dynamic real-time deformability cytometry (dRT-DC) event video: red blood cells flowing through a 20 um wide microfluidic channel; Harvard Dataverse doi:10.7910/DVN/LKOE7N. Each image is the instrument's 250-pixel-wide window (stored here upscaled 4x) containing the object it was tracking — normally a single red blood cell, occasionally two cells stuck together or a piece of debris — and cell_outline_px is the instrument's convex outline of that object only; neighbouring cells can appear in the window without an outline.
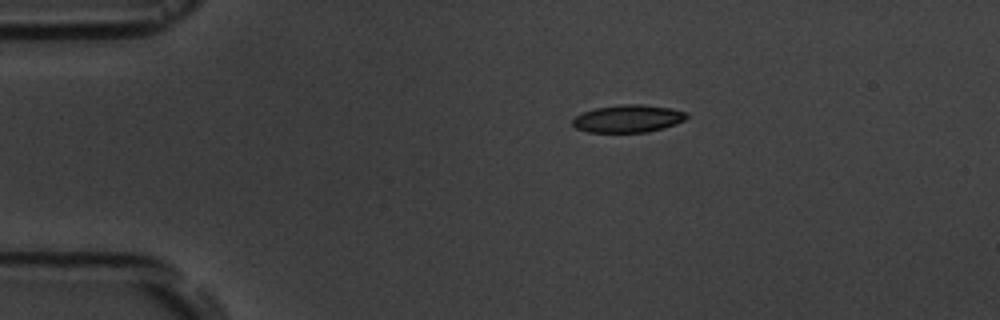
{"species": "common noctule bat (a hibernating species)", "species_latin": "Nyctalus noctula", "temperature_condition": "room temperature", "stored_images_in_passage": 3, "camera_frame_rate_fps": 3000, "um_per_image_px": 0.085, "animal": {"sex": "male", "body_mass_g": 19.5, "forearm_length_mm": 54.6}, "frame": {"image": 1, "passage_image": 1, "time_ms": 0.0, "image_size_px": [1000, 320], "cell_outline_px": [[688, 116], [684, 120], [676, 124], [664, 128], [648, 132], [588, 132], [576, 128], [572, 124], [572, 120], [576, 116], [584, 112], [596, 108], [620, 104], [644, 104], [672, 108], [688, 112]], "centroid_in_image_um": [53.42, 10.08], "position_along_channel_um": 31.6, "area_um2": 18.44}}
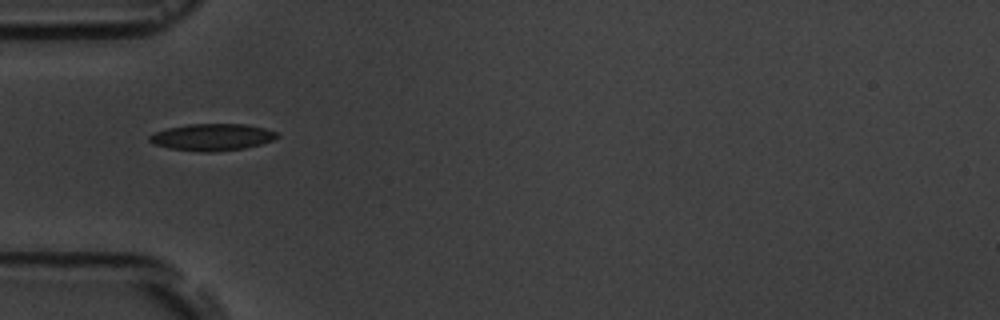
{"frame": {"image": 2, "passage_image": 3, "time_ms": 2.333, "image_size_px": [1000, 320], "cell_outline_px": [[280, 136], [272, 140], [260, 144], [244, 148], [212, 152], [200, 152], [168, 148], [156, 144], [148, 140], [148, 136], [156, 132], [168, 128], [188, 124], [244, 124], [264, 128], [276, 132]], "centroid_in_image_um": [18.03, 11.66], "position_along_channel_um": 67.0, "area_um2": 19.83}}